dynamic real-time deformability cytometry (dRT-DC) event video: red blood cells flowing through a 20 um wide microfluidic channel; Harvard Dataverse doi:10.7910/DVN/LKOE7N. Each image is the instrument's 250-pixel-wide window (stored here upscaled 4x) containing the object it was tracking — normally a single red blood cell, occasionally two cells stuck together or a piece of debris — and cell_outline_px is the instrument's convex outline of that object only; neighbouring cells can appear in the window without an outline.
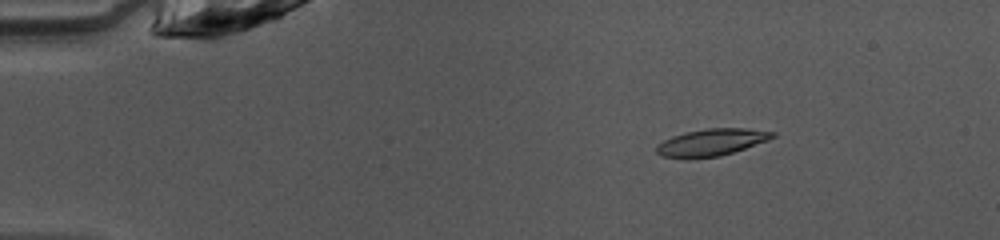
{"species": "common noctule bat (a hibernating species)", "species_latin": "Nyctalus noctula", "temperature_condition": "warm", "stored_images_in_passage": 49, "camera_frame_rate_fps": 3000, "um_per_image_px": 0.085, "animal": {"sex": "female", "body_mass_g": 10.0, "forearm_length_mm": 53.1}, "frame": {"image": 1, "passage_image": 8, "time_ms": 2.333, "image_size_px": [1000, 240], "cell_outline_px": [[776, 136], [768, 140], [720, 156], [692, 160], [660, 156], [656, 152], [656, 148], [664, 140], [672, 136], [688, 132], [708, 128], [744, 128], [776, 132]], "centroid_in_image_um": [60.45, 12.12], "position_along_channel_um": 24.5, "area_um2": 18.32}}
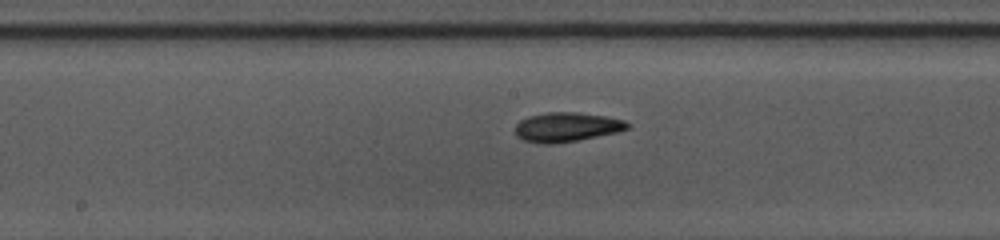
{"frame": {"image": 2, "passage_image": 26, "time_ms": 8.333, "image_size_px": [1000, 240], "cell_outline_px": [[632, 124], [628, 128], [616, 132], [576, 140], [552, 144], [540, 144], [524, 140], [516, 136], [516, 124], [520, 120], [528, 116], [548, 112], [576, 112], [604, 116], [624, 120]], "centroid_in_image_um": [48.14, 10.79], "position_along_channel_um": 200.1, "area_um2": 19.07}}
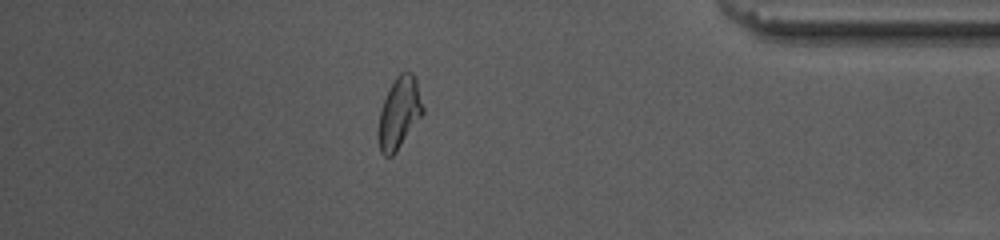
{"frame": {"image": 3, "passage_image": 43, "time_ms": 14.0, "image_size_px": [1000, 240], "cell_outline_px": [[424, 112], [396, 152], [392, 156], [384, 156], [380, 152], [376, 136], [380, 112], [384, 100], [396, 76], [400, 72], [412, 72], [416, 80], [424, 108]], "centroid_in_image_um": [33.91, 9.64], "position_along_channel_um": 401.3, "area_um2": 18.5}, "authors_computed_cell_mechanics": {"area_um2": 18.4382, "velocity_mm_per_s": 4.0849, "shape_relaxation_time_tau1_ms": 4.7011, "shape_relaxation_time_tau2_ms": 5.5449, "deformation_change_tau1": 0.1543, "deformation_change_tau2": 0.1345}}